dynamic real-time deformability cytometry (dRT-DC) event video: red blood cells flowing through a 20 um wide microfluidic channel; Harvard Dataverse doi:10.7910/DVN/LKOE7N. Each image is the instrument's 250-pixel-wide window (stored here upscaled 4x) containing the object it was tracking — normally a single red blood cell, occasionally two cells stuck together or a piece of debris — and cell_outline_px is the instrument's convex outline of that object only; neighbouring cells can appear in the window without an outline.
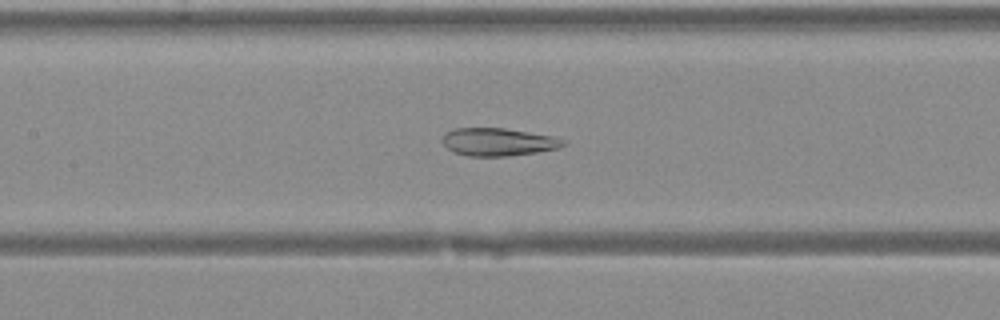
{"species": "Egyptian fruit bat (a non-hibernating species)", "species_latin": "Rousettus aegyptiacus", "temperature_condition": "warm", "stored_images_in_passage": 43, "camera_frame_rate_fps": 3000, "um_per_image_px": 0.085, "animal": {"sex": "female"}, "frame": {"image": 1, "passage_image": 20, "time_ms": 6.333, "image_size_px": [1000, 320], "cell_outline_px": [[568, 144], [560, 148], [536, 152], [508, 156], [468, 156], [456, 152], [448, 148], [440, 140], [444, 132], [456, 128], [504, 128], [552, 136], [564, 140]], "centroid_in_image_um": [42.34, 12.06], "position_along_channel_um": 165.1, "area_um2": 19.59}}
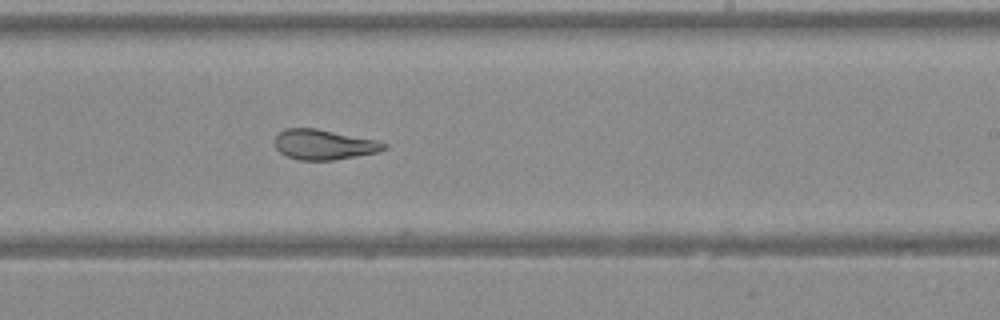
{"frame": {"image": 2, "passage_image": 26, "time_ms": 8.333, "image_size_px": [1000, 320], "cell_outline_px": [[388, 148], [376, 152], [356, 156], [332, 160], [300, 160], [288, 156], [280, 152], [276, 148], [276, 136], [284, 128], [316, 128], [376, 140], [388, 144]], "centroid_in_image_um": [27.54, 12.28], "position_along_channel_um": 261.5, "area_um2": 18.96}}
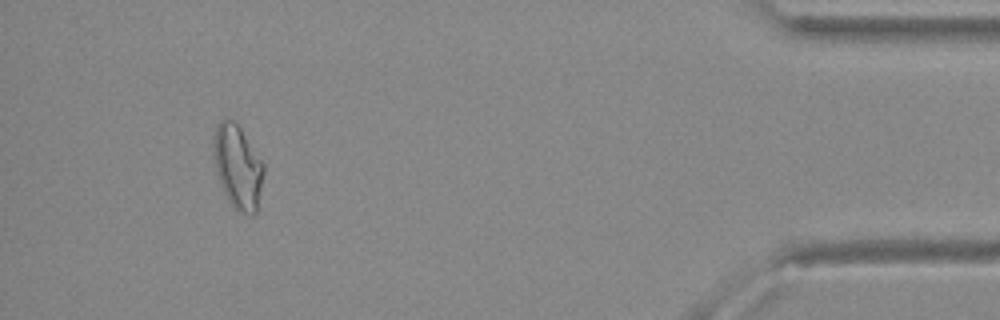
{"frame": {"image": 3, "passage_image": 39, "time_ms": 12.667, "image_size_px": [1000, 320], "cell_outline_px": [[264, 172], [256, 212], [252, 216], [248, 216], [240, 212], [232, 204], [224, 192], [216, 172], [212, 148], [212, 144], [216, 124], [220, 120], [232, 120], [240, 128], [264, 164]], "centroid_in_image_um": [20.19, 14.18], "position_along_channel_um": 415.0, "area_um2": 24.22}}